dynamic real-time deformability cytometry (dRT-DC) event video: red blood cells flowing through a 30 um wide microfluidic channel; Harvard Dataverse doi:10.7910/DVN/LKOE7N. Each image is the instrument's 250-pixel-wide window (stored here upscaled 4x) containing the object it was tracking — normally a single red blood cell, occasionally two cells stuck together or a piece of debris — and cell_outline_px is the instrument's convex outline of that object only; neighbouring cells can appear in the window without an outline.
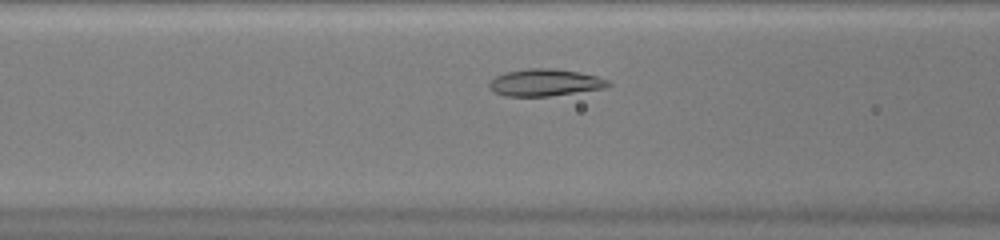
{"species": "common noctule bat (a hibernating species)", "species_latin": "Nyctalus noctula", "temperature_condition": "warm", "stored_images_in_passage": 38, "camera_frame_rate_fps": 3000, "um_per_image_px": 0.085, "animal": {"sex": "female", "body_mass_g": 20.0, "forearm_length_mm": 54.0}, "frame": {"image": 1, "passage_image": 9, "time_ms": 2.667, "image_size_px": [1000, 240], "cell_outline_px": [[612, 84], [604, 88], [548, 96], [504, 96], [496, 92], [488, 84], [488, 80], [504, 72], [524, 68], [552, 68], [580, 72], [596, 76], [608, 80]], "centroid_in_image_um": [46.29, 7.0], "position_along_channel_um": 120.3, "area_um2": 18.73}}
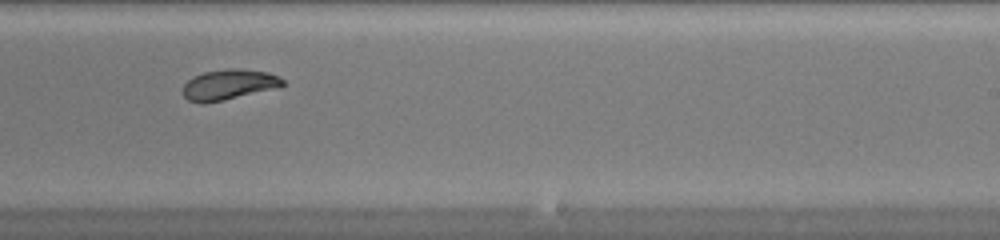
{"frame": {"image": 2, "passage_image": 20, "time_ms": 6.333, "image_size_px": [1000, 240], "cell_outline_px": [[284, 84], [280, 88], [224, 100], [204, 104], [200, 104], [188, 100], [180, 92], [184, 84], [192, 76], [204, 72], [228, 68], [240, 68], [268, 72], [280, 76], [284, 80]], "centroid_in_image_um": [19.45, 7.2], "position_along_channel_um": 269.6, "area_um2": 18.21}}
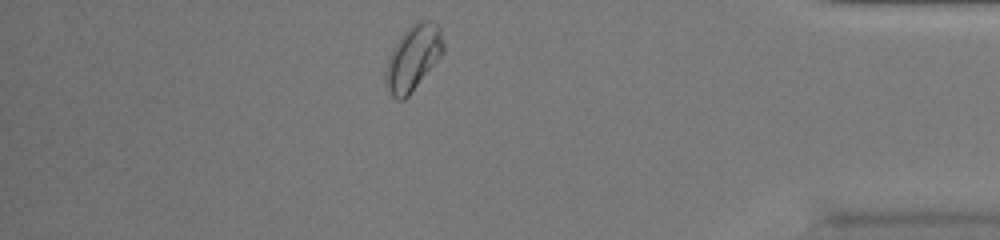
{"frame": {"image": 3, "passage_image": 32, "time_ms": 10.333, "image_size_px": [1000, 240], "cell_outline_px": [[444, 52], [408, 96], [404, 100], [396, 100], [392, 96], [388, 88], [384, 72], [388, 56], [392, 48], [400, 36], [416, 20], [432, 20], [440, 28], [444, 44]], "centroid_in_image_um": [35.11, 4.89], "position_along_channel_um": 400.1, "area_um2": 21.91}, "authors_computed_cell_mechanics": {"area_um2": 18.8428, "velocity_mm_per_s": 4.0798, "shape_relaxation_time_tau1_ms": 4.7627, "shape_relaxation_time_tau2_ms": null, "deformation_change_tau1": 0.1298, "deformation_change_tau2": null}}